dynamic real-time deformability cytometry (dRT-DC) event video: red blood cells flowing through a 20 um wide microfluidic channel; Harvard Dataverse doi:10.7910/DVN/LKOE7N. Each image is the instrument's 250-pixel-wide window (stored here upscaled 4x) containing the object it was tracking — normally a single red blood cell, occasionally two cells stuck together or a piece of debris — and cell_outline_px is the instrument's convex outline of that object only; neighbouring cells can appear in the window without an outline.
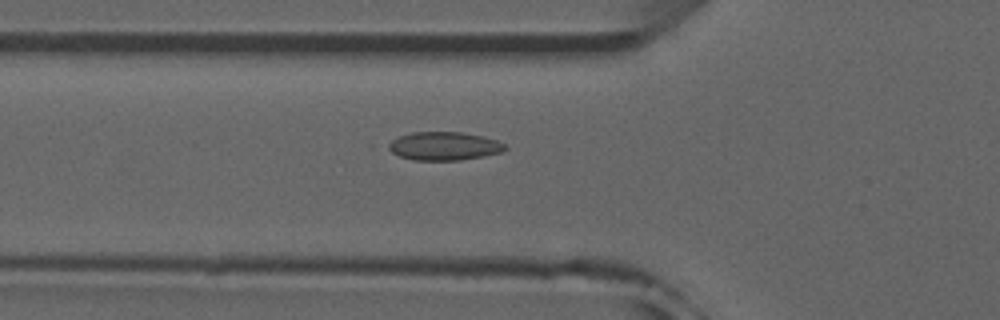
{"species": "common noctule bat (a hibernating species)", "species_latin": "Nyctalus noctula", "temperature_condition": "room temperature", "stored_images_in_passage": 39, "camera_frame_rate_fps": 3000, "um_per_image_px": 0.085, "animal": {"sex": "male", "forearm_length_mm": 52.5}, "frame": {"image": 1, "passage_image": 11, "time_ms": 3.333, "image_size_px": [1000, 320], "cell_outline_px": [[508, 148], [500, 152], [484, 156], [460, 160], [412, 160], [400, 156], [384, 148], [384, 144], [400, 136], [412, 132], [460, 132], [484, 136], [496, 140], [504, 144]], "centroid_in_image_um": [37.7, 12.41], "position_along_channel_um": 88.1, "area_um2": 19.42}, "authors_computed_cell_mechanics": {"area_um2": 18.496, "velocity_mm_per_s": 3.9259, "shape_relaxation_time_tau1_ms": null, "shape_relaxation_time_tau2_ms": 2.6347, "deformation_change_tau1": null, "deformation_change_tau2": 0.0743}}